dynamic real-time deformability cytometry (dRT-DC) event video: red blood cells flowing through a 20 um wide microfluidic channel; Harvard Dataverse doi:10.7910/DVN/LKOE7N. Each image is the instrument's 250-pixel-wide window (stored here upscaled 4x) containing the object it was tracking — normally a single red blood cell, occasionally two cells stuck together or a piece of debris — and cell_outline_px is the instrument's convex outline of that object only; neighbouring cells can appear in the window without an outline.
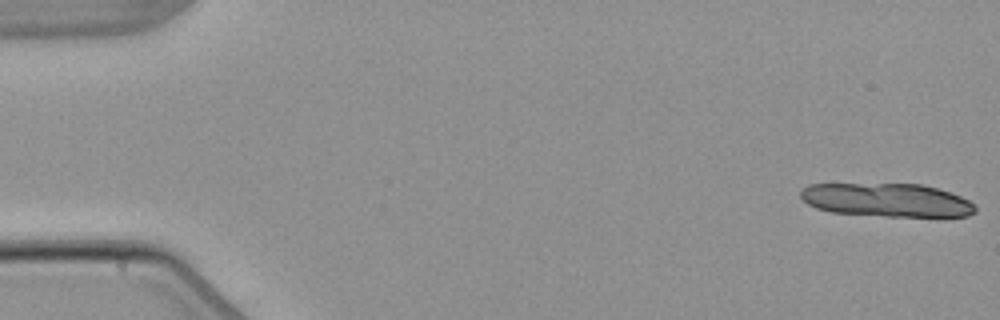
{"species": "common noctule bat (a hibernating species)", "species_latin": "Nyctalus noctula", "temperature_condition": "warm", "stored_images_in_passage": 7, "camera_frame_rate_fps": 3000, "um_per_image_px": 0.085, "animal": {"sex": "male", "body_mass_g": 21.5, "forearm_length_mm": 52.0}, "frame": {"image": 1, "passage_image": 1, "time_ms": 0.0, "image_size_px": [1000, 320], "cell_outline_px": [[976, 212], [968, 216], [888, 216], [832, 212], [816, 208], [808, 204], [800, 196], [800, 192], [808, 184], [920, 184], [936, 188], [960, 196], [968, 200], [976, 208]], "centroid_in_image_um": [75.36, 17.0], "position_along_channel_um": 9.6, "area_um2": 33.76}}
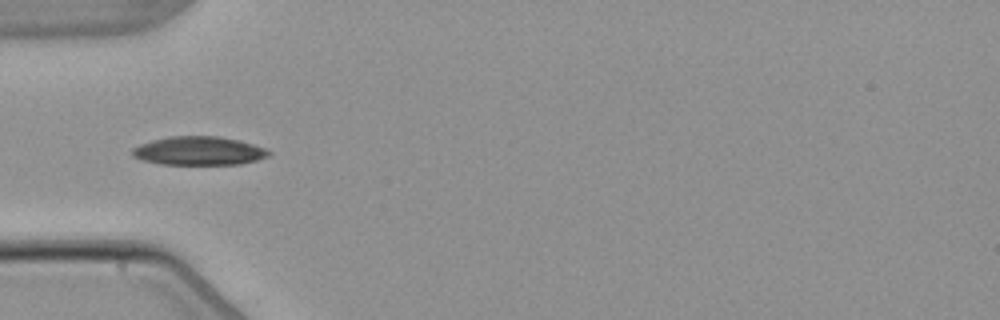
{"frame": {"image": 2, "passage_image": 5, "time_ms": 5.667, "image_size_px": [1000, 320], "cell_outline_px": [[272, 152], [268, 156], [256, 160], [240, 164], [160, 164], [140, 160], [132, 156], [132, 148], [140, 144], [152, 140], [168, 136], [220, 136], [240, 140], [268, 148]], "centroid_in_image_um": [16.91, 12.81], "position_along_channel_um": 68.1, "area_um2": 23.0}}
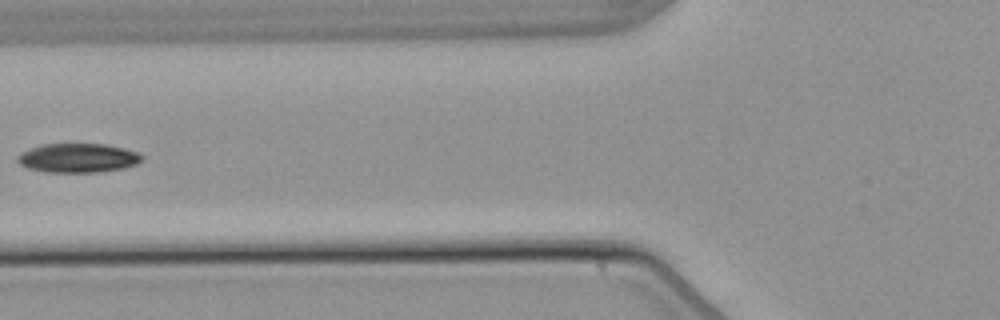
{"frame": {"image": 3, "passage_image": 6, "time_ms": 7.0, "image_size_px": [1000, 320], "cell_outline_px": [[144, 160], [136, 164], [124, 168], [96, 172], [44, 172], [28, 168], [20, 164], [16, 160], [16, 156], [20, 152], [28, 148], [40, 144], [108, 144], [140, 152], [144, 156]], "centroid_in_image_um": [6.62, 13.42], "position_along_channel_um": 119.2, "area_um2": 21.5}}